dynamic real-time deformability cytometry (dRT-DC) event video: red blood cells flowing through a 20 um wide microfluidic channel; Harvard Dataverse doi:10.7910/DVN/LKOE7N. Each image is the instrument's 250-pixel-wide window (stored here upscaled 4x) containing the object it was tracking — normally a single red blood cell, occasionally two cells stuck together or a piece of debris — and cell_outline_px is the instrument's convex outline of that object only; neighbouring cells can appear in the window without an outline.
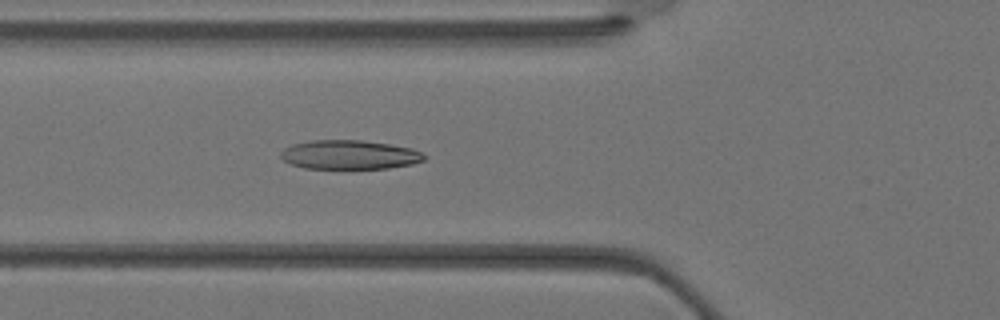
{"species": "Egyptian fruit bat (a non-hibernating species)", "species_latin": "Rousettus aegyptiacus", "temperature_condition": "warm", "stored_images_in_passage": 27, "camera_frame_rate_fps": 3000, "um_per_image_px": 0.085, "animal": {"sex": "female"}, "frame": {"image": 1, "passage_image": 6, "time_ms": 1.667, "image_size_px": [1000, 320], "cell_outline_px": [[428, 156], [424, 160], [412, 164], [388, 168], [304, 168], [292, 164], [284, 160], [280, 156], [280, 152], [284, 148], [292, 144], [312, 140], [364, 140], [412, 148]], "centroid_in_image_um": [29.71, 13.14], "position_along_channel_um": 96.1, "area_um2": 24.28}}
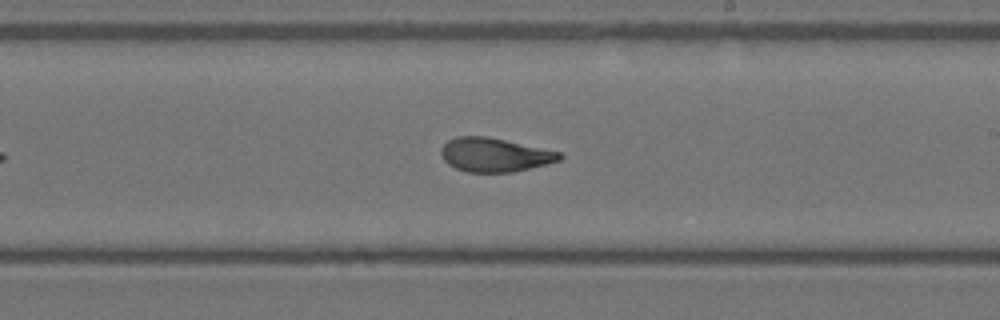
{"frame": {"image": 2, "passage_image": 14, "time_ms": 4.333, "image_size_px": [1000, 320], "cell_outline_px": [[564, 156], [560, 160], [512, 172], [468, 172], [456, 168], [448, 164], [444, 160], [440, 152], [440, 148], [448, 140], [456, 136], [484, 136], [504, 140], [560, 152]], "centroid_in_image_um": [41.99, 13.16], "position_along_channel_um": 247.0, "area_um2": 23.06}}
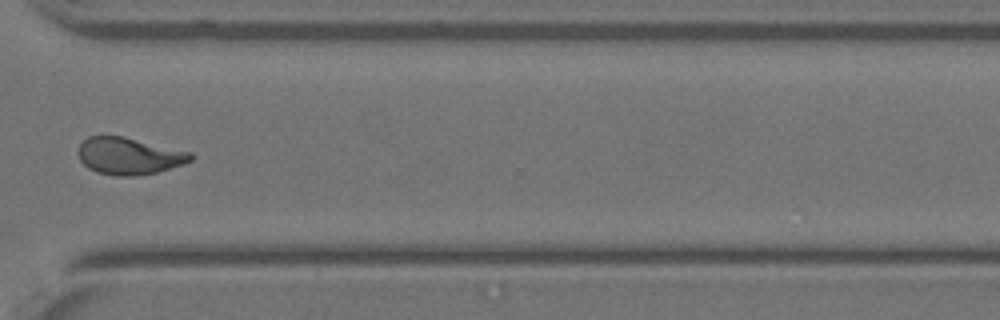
{"frame": {"image": 3, "passage_image": 20, "time_ms": 6.333, "image_size_px": [1000, 320], "cell_outline_px": [[192, 160], [184, 164], [156, 172], [136, 176], [116, 176], [96, 172], [88, 168], [80, 160], [80, 144], [88, 136], [124, 136], [192, 152]], "centroid_in_image_um": [10.99, 13.26], "position_along_channel_um": 359.6, "area_um2": 24.16}}